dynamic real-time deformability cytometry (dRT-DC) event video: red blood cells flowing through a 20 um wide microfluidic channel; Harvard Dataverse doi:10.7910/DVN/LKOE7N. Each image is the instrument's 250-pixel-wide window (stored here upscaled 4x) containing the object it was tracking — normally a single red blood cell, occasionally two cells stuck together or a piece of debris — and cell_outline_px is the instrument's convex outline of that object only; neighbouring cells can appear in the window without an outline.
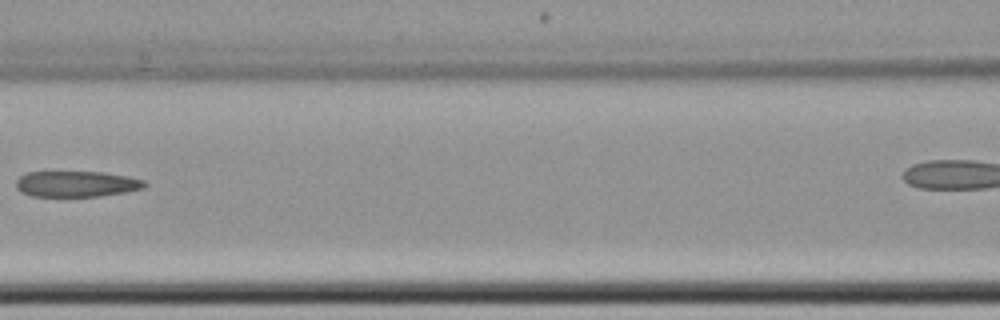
{"species": "common noctule bat (a hibernating species)", "species_latin": "Nyctalus noctula", "temperature_condition": "cold", "stored_images_in_passage": 8, "camera_frame_rate_fps": 3000, "um_per_image_px": 0.085, "animal": {"sex": "female", "body_mass_g": 22.7, "forearm_length_mm": 54.2}, "frame": {"image": 1, "passage_image": 6, "time_ms": 6.0, "image_size_px": [1000, 320], "cell_outline_px": [[148, 184], [144, 188], [124, 192], [100, 196], [32, 196], [20, 192], [16, 188], [16, 180], [20, 176], [28, 172], [104, 172], [128, 176], [144, 180]], "centroid_in_image_um": [6.5, 15.63], "position_along_channel_um": 160.1, "area_um2": 19.42}}
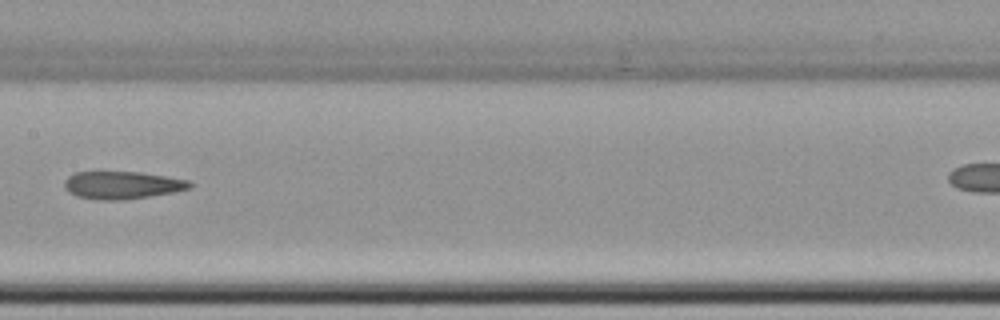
{"frame": {"image": 2, "passage_image": 7, "time_ms": 7.0, "image_size_px": [1000, 320], "cell_outline_px": [[192, 188], [172, 192], [124, 200], [96, 200], [76, 196], [68, 192], [64, 188], [64, 180], [68, 176], [76, 172], [96, 168], [100, 168], [140, 172], [192, 180]], "centroid_in_image_um": [10.31, 15.68], "position_along_channel_um": 197.1, "area_um2": 21.33}}